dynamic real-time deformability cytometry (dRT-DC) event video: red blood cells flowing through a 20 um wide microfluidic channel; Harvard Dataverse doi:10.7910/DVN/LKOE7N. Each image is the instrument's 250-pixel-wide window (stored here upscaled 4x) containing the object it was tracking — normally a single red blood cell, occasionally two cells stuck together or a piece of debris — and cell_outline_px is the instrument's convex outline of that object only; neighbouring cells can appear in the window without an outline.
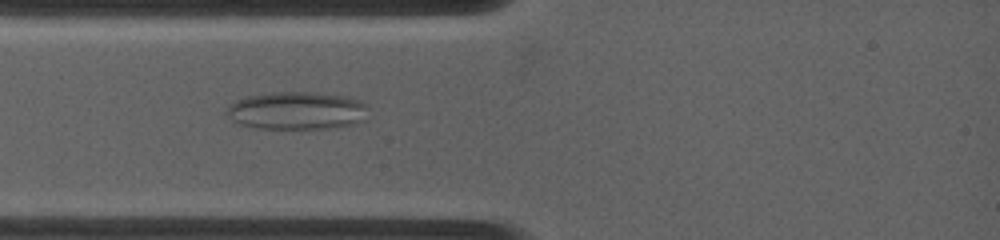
{"species": "common noctule bat (a hibernating species)", "species_latin": "Nyctalus noctula", "temperature_condition": "warm", "stored_images_in_passage": 4, "camera_frame_rate_fps": 4500, "um_per_image_px": 0.085, "animal": {"sex": "female", "body_mass_g": 19.0, "forearm_length_mm": 53.3}, "frame": {"image": 1, "passage_image": 3, "time_ms": 2.0, "image_size_px": [1000, 240], "cell_outline_px": [[368, 120], [336, 128], [256, 128], [236, 124], [224, 112], [236, 100], [248, 96], [272, 92], [316, 92], [344, 96], [360, 100], [368, 104]], "centroid_in_image_um": [25.28, 9.41], "position_along_channel_um": 59.7, "area_um2": 31.62}}